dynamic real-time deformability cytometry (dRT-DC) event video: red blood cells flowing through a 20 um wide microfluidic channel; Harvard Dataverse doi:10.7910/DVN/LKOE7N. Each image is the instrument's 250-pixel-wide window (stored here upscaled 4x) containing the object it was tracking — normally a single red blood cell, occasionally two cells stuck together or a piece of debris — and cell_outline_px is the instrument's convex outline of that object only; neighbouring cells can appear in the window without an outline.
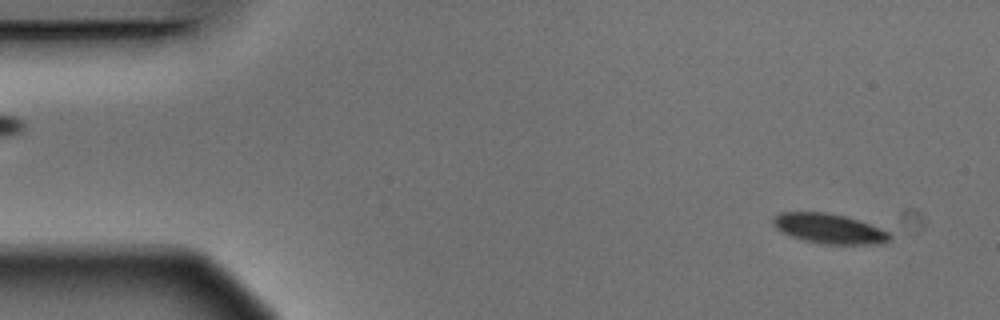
{"species": "Egyptian fruit bat (a non-hibernating species)", "species_latin": "Rousettus aegyptiacus", "temperature_condition": "warm", "stored_images_in_passage": 5, "segment_of_instrument_passage": [2, 2], "camera_frame_rate_fps": 3000, "um_per_image_px": 0.085, "animal": {"sex": "male"}, "frame": {"image": 1, "passage_image": 5, "time_ms": 1.333, "image_size_px": [1000, 320], "cell_outline_px": [[892, 240], [884, 244], [824, 244], [804, 240], [780, 232], [772, 224], [772, 216], [780, 212], [828, 212], [860, 220], [892, 232]], "centroid_in_image_um": [70.52, 19.43], "position_along_channel_um": 14.5, "area_um2": 20.75}}